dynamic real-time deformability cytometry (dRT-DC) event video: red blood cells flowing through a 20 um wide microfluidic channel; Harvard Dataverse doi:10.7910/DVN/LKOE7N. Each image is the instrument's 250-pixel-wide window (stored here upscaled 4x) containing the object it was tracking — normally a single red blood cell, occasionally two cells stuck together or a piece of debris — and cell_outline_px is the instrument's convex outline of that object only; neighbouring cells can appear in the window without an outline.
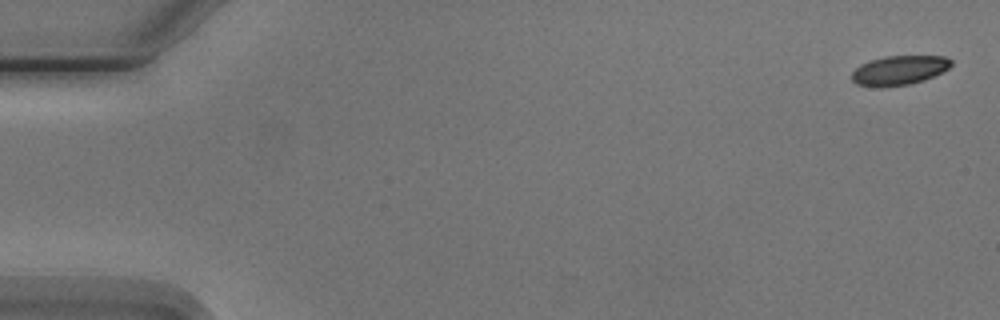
{"species": "Egyptian fruit bat (a non-hibernating species)", "species_latin": "Rousettus aegyptiacus", "temperature_condition": "cold", "stored_images_in_passage": 8, "camera_frame_rate_fps": 3000, "um_per_image_px": 0.085, "animal": {"sex": "male"}, "frame": {"image": 1, "passage_image": 1, "time_ms": 0.0, "image_size_px": [1000, 320], "cell_outline_px": [[952, 64], [948, 68], [924, 80], [912, 84], [880, 88], [856, 84], [852, 80], [852, 72], [860, 64], [868, 60], [884, 56], [944, 56], [952, 60]], "centroid_in_image_um": [76.39, 5.98], "position_along_channel_um": 8.6, "area_um2": 17.17}}
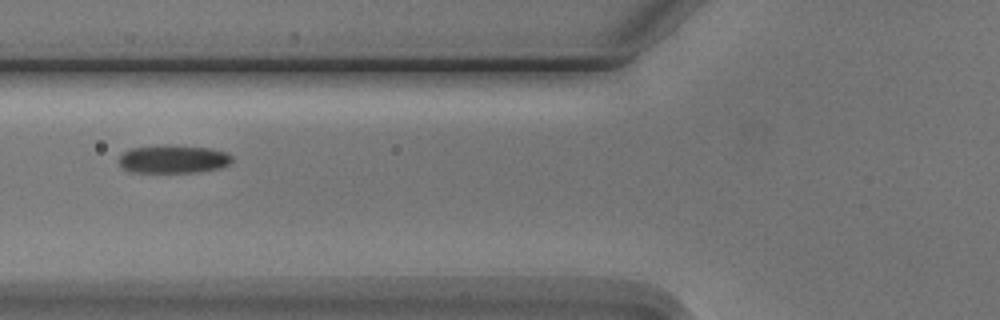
{"frame": {"image": 2, "passage_image": 6, "time_ms": 6.667, "image_size_px": [1000, 320], "cell_outline_px": [[232, 160], [228, 164], [220, 168], [196, 172], [128, 172], [120, 164], [120, 156], [124, 152], [132, 148], [164, 144], [212, 148], [224, 152], [232, 156]], "centroid_in_image_um": [14.73, 13.51], "position_along_channel_um": 111.1, "area_um2": 18.55}}
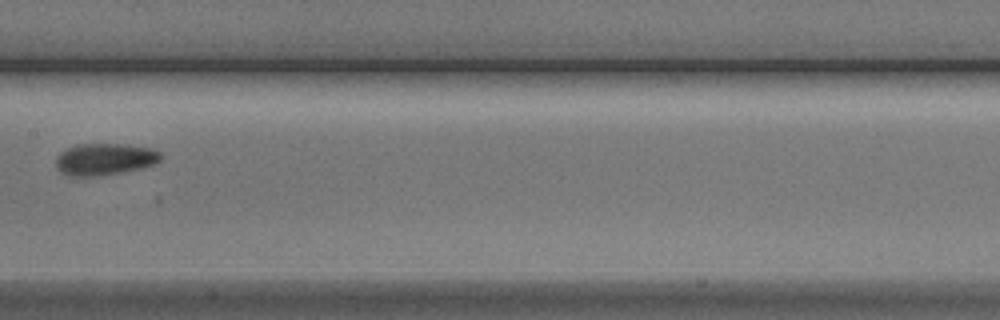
{"frame": {"image": 3, "passage_image": 8, "time_ms": 9.0, "image_size_px": [1000, 320], "cell_outline_px": [[160, 160], [152, 164], [140, 168], [120, 172], [96, 176], [72, 176], [60, 172], [56, 168], [56, 156], [60, 152], [76, 144], [128, 144], [152, 148], [160, 152]], "centroid_in_image_um": [8.86, 13.52], "position_along_channel_um": 198.5, "area_um2": 19.36}}